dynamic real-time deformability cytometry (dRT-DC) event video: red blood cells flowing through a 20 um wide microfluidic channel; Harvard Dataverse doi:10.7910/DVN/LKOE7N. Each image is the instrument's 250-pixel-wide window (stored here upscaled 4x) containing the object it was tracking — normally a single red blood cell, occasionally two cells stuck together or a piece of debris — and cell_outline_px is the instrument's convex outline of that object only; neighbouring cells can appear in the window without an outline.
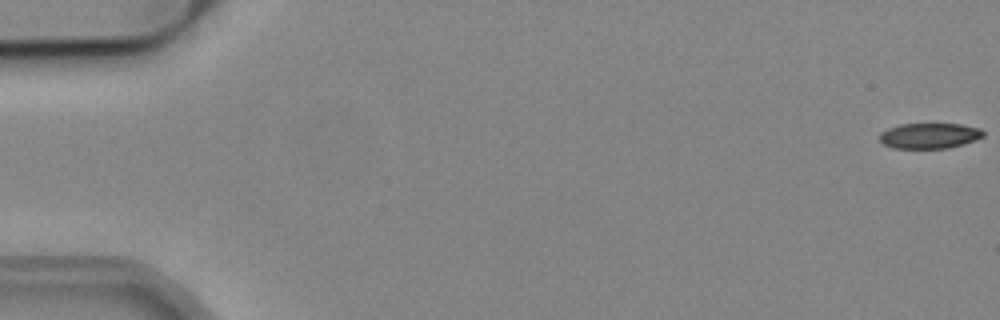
{"species": "common noctule bat (a hibernating species)", "species_latin": "Nyctalus noctula", "temperature_condition": "cold", "stored_images_in_passage": 8, "camera_frame_rate_fps": 3000, "um_per_image_px": 0.085, "animal": {"sex": "male", "body_mass_g": 19.2, "forearm_length_mm": 51.8}, "frame": {"image": 1, "passage_image": 1, "time_ms": 0.0, "image_size_px": [1000, 320], "cell_outline_px": [[984, 136], [976, 140], [964, 144], [948, 148], [892, 148], [884, 144], [880, 140], [880, 132], [888, 128], [900, 124], [964, 124], [980, 128], [984, 132]], "centroid_in_image_um": [79.03, 11.53], "position_along_channel_um": 6.0, "area_um2": 15.49}}